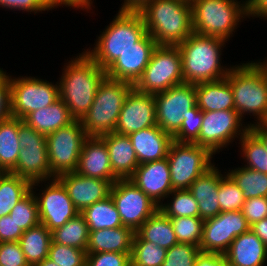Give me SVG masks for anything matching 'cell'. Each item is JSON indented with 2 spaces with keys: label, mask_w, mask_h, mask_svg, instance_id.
Masks as SVG:
<instances>
[{
  "label": "cell",
  "mask_w": 267,
  "mask_h": 266,
  "mask_svg": "<svg viewBox=\"0 0 267 266\" xmlns=\"http://www.w3.org/2000/svg\"><path fill=\"white\" fill-rule=\"evenodd\" d=\"M197 106L203 112L235 110L233 92L227 78L195 84Z\"/></svg>",
  "instance_id": "4316f807"
},
{
  "label": "cell",
  "mask_w": 267,
  "mask_h": 266,
  "mask_svg": "<svg viewBox=\"0 0 267 266\" xmlns=\"http://www.w3.org/2000/svg\"><path fill=\"white\" fill-rule=\"evenodd\" d=\"M167 249L146 240H132L130 266H161Z\"/></svg>",
  "instance_id": "f35d334b"
},
{
  "label": "cell",
  "mask_w": 267,
  "mask_h": 266,
  "mask_svg": "<svg viewBox=\"0 0 267 266\" xmlns=\"http://www.w3.org/2000/svg\"><path fill=\"white\" fill-rule=\"evenodd\" d=\"M156 124L173 136L186 116L197 104L195 84L182 83L154 94Z\"/></svg>",
  "instance_id": "4fadbf2b"
},
{
  "label": "cell",
  "mask_w": 267,
  "mask_h": 266,
  "mask_svg": "<svg viewBox=\"0 0 267 266\" xmlns=\"http://www.w3.org/2000/svg\"><path fill=\"white\" fill-rule=\"evenodd\" d=\"M182 83L180 49L178 46L157 45L142 76L133 87L142 93L156 94Z\"/></svg>",
  "instance_id": "ba28073f"
},
{
  "label": "cell",
  "mask_w": 267,
  "mask_h": 266,
  "mask_svg": "<svg viewBox=\"0 0 267 266\" xmlns=\"http://www.w3.org/2000/svg\"><path fill=\"white\" fill-rule=\"evenodd\" d=\"M134 234L126 226L89 231L86 253H131Z\"/></svg>",
  "instance_id": "83f0119b"
},
{
  "label": "cell",
  "mask_w": 267,
  "mask_h": 266,
  "mask_svg": "<svg viewBox=\"0 0 267 266\" xmlns=\"http://www.w3.org/2000/svg\"><path fill=\"white\" fill-rule=\"evenodd\" d=\"M201 253L198 246L178 242L167 249L165 260L161 266H194Z\"/></svg>",
  "instance_id": "ee69618b"
},
{
  "label": "cell",
  "mask_w": 267,
  "mask_h": 266,
  "mask_svg": "<svg viewBox=\"0 0 267 266\" xmlns=\"http://www.w3.org/2000/svg\"><path fill=\"white\" fill-rule=\"evenodd\" d=\"M212 157L213 154L203 146L173 140L167 154L173 190L189 189L213 165Z\"/></svg>",
  "instance_id": "8fae6325"
},
{
  "label": "cell",
  "mask_w": 267,
  "mask_h": 266,
  "mask_svg": "<svg viewBox=\"0 0 267 266\" xmlns=\"http://www.w3.org/2000/svg\"><path fill=\"white\" fill-rule=\"evenodd\" d=\"M236 112L257 116V122H267V75L258 62L235 65L227 74Z\"/></svg>",
  "instance_id": "5b68a950"
},
{
  "label": "cell",
  "mask_w": 267,
  "mask_h": 266,
  "mask_svg": "<svg viewBox=\"0 0 267 266\" xmlns=\"http://www.w3.org/2000/svg\"><path fill=\"white\" fill-rule=\"evenodd\" d=\"M249 229L250 225L241 210L220 212L204 220L200 251L224 255L232 241Z\"/></svg>",
  "instance_id": "2e32d148"
},
{
  "label": "cell",
  "mask_w": 267,
  "mask_h": 266,
  "mask_svg": "<svg viewBox=\"0 0 267 266\" xmlns=\"http://www.w3.org/2000/svg\"><path fill=\"white\" fill-rule=\"evenodd\" d=\"M11 116L9 79L6 72L0 69V122L9 119Z\"/></svg>",
  "instance_id": "f907efd6"
},
{
  "label": "cell",
  "mask_w": 267,
  "mask_h": 266,
  "mask_svg": "<svg viewBox=\"0 0 267 266\" xmlns=\"http://www.w3.org/2000/svg\"><path fill=\"white\" fill-rule=\"evenodd\" d=\"M110 196L123 226L131 228L134 232L159 209V205L129 179H118L112 185Z\"/></svg>",
  "instance_id": "9a60e30c"
},
{
  "label": "cell",
  "mask_w": 267,
  "mask_h": 266,
  "mask_svg": "<svg viewBox=\"0 0 267 266\" xmlns=\"http://www.w3.org/2000/svg\"><path fill=\"white\" fill-rule=\"evenodd\" d=\"M242 213L249 225L267 217V198L256 197L245 200Z\"/></svg>",
  "instance_id": "c3c4849f"
},
{
  "label": "cell",
  "mask_w": 267,
  "mask_h": 266,
  "mask_svg": "<svg viewBox=\"0 0 267 266\" xmlns=\"http://www.w3.org/2000/svg\"><path fill=\"white\" fill-rule=\"evenodd\" d=\"M133 240H146L170 249L178 243L170 218L158 209L135 232Z\"/></svg>",
  "instance_id": "f546056e"
},
{
  "label": "cell",
  "mask_w": 267,
  "mask_h": 266,
  "mask_svg": "<svg viewBox=\"0 0 267 266\" xmlns=\"http://www.w3.org/2000/svg\"><path fill=\"white\" fill-rule=\"evenodd\" d=\"M157 45L178 46L193 33L191 3L152 0L138 11Z\"/></svg>",
  "instance_id": "7a4b0ae2"
},
{
  "label": "cell",
  "mask_w": 267,
  "mask_h": 266,
  "mask_svg": "<svg viewBox=\"0 0 267 266\" xmlns=\"http://www.w3.org/2000/svg\"><path fill=\"white\" fill-rule=\"evenodd\" d=\"M22 122V119L12 116L0 122V168L5 173L16 166L21 150L18 130Z\"/></svg>",
  "instance_id": "1f68e13d"
},
{
  "label": "cell",
  "mask_w": 267,
  "mask_h": 266,
  "mask_svg": "<svg viewBox=\"0 0 267 266\" xmlns=\"http://www.w3.org/2000/svg\"><path fill=\"white\" fill-rule=\"evenodd\" d=\"M23 232L10 215L0 217V242H19Z\"/></svg>",
  "instance_id": "816d5d0a"
},
{
  "label": "cell",
  "mask_w": 267,
  "mask_h": 266,
  "mask_svg": "<svg viewBox=\"0 0 267 266\" xmlns=\"http://www.w3.org/2000/svg\"><path fill=\"white\" fill-rule=\"evenodd\" d=\"M9 215L23 231L40 223L38 203L33 189L15 205Z\"/></svg>",
  "instance_id": "b9f144b4"
},
{
  "label": "cell",
  "mask_w": 267,
  "mask_h": 266,
  "mask_svg": "<svg viewBox=\"0 0 267 266\" xmlns=\"http://www.w3.org/2000/svg\"><path fill=\"white\" fill-rule=\"evenodd\" d=\"M50 9L58 6H68L81 9H91L92 2L91 0H45Z\"/></svg>",
  "instance_id": "11a10c76"
},
{
  "label": "cell",
  "mask_w": 267,
  "mask_h": 266,
  "mask_svg": "<svg viewBox=\"0 0 267 266\" xmlns=\"http://www.w3.org/2000/svg\"><path fill=\"white\" fill-rule=\"evenodd\" d=\"M132 88L127 82L103 79L90 109L80 120L87 136L100 137L115 132L124 100Z\"/></svg>",
  "instance_id": "52a82bcc"
},
{
  "label": "cell",
  "mask_w": 267,
  "mask_h": 266,
  "mask_svg": "<svg viewBox=\"0 0 267 266\" xmlns=\"http://www.w3.org/2000/svg\"><path fill=\"white\" fill-rule=\"evenodd\" d=\"M157 46L155 40L146 33L134 46L119 56L106 70V77L127 82L133 86L140 79L148 65L152 52Z\"/></svg>",
  "instance_id": "d6986e66"
},
{
  "label": "cell",
  "mask_w": 267,
  "mask_h": 266,
  "mask_svg": "<svg viewBox=\"0 0 267 266\" xmlns=\"http://www.w3.org/2000/svg\"><path fill=\"white\" fill-rule=\"evenodd\" d=\"M86 251L51 242L48 258L60 266H86Z\"/></svg>",
  "instance_id": "7bdbcfd3"
},
{
  "label": "cell",
  "mask_w": 267,
  "mask_h": 266,
  "mask_svg": "<svg viewBox=\"0 0 267 266\" xmlns=\"http://www.w3.org/2000/svg\"><path fill=\"white\" fill-rule=\"evenodd\" d=\"M75 172L85 177L108 180L113 184L119 179L111 168L105 141L96 136L85 139Z\"/></svg>",
  "instance_id": "7402d4cb"
},
{
  "label": "cell",
  "mask_w": 267,
  "mask_h": 266,
  "mask_svg": "<svg viewBox=\"0 0 267 266\" xmlns=\"http://www.w3.org/2000/svg\"><path fill=\"white\" fill-rule=\"evenodd\" d=\"M108 149L111 168L119 179H129L139 166L133 144L128 135L115 132L100 136Z\"/></svg>",
  "instance_id": "d4e9b609"
},
{
  "label": "cell",
  "mask_w": 267,
  "mask_h": 266,
  "mask_svg": "<svg viewBox=\"0 0 267 266\" xmlns=\"http://www.w3.org/2000/svg\"><path fill=\"white\" fill-rule=\"evenodd\" d=\"M224 256L229 266H263L267 246L249 229L232 241Z\"/></svg>",
  "instance_id": "cb8c5ba5"
},
{
  "label": "cell",
  "mask_w": 267,
  "mask_h": 266,
  "mask_svg": "<svg viewBox=\"0 0 267 266\" xmlns=\"http://www.w3.org/2000/svg\"><path fill=\"white\" fill-rule=\"evenodd\" d=\"M225 42L222 38L192 33L179 44L184 83L198 84L227 77L231 68H224L220 63Z\"/></svg>",
  "instance_id": "3957f363"
},
{
  "label": "cell",
  "mask_w": 267,
  "mask_h": 266,
  "mask_svg": "<svg viewBox=\"0 0 267 266\" xmlns=\"http://www.w3.org/2000/svg\"><path fill=\"white\" fill-rule=\"evenodd\" d=\"M242 121L236 110L205 111L199 137L193 143L216 154L235 140V137L241 138L250 129L249 124L242 126Z\"/></svg>",
  "instance_id": "5bb4252c"
},
{
  "label": "cell",
  "mask_w": 267,
  "mask_h": 266,
  "mask_svg": "<svg viewBox=\"0 0 267 266\" xmlns=\"http://www.w3.org/2000/svg\"><path fill=\"white\" fill-rule=\"evenodd\" d=\"M248 18L260 17L267 19V0H247Z\"/></svg>",
  "instance_id": "db71d44e"
},
{
  "label": "cell",
  "mask_w": 267,
  "mask_h": 266,
  "mask_svg": "<svg viewBox=\"0 0 267 266\" xmlns=\"http://www.w3.org/2000/svg\"><path fill=\"white\" fill-rule=\"evenodd\" d=\"M87 137L80 120H74L46 136L50 180L76 171Z\"/></svg>",
  "instance_id": "30bf717a"
},
{
  "label": "cell",
  "mask_w": 267,
  "mask_h": 266,
  "mask_svg": "<svg viewBox=\"0 0 267 266\" xmlns=\"http://www.w3.org/2000/svg\"><path fill=\"white\" fill-rule=\"evenodd\" d=\"M178 242L198 246L201 243L204 220L200 217L170 218Z\"/></svg>",
  "instance_id": "ab89813d"
},
{
  "label": "cell",
  "mask_w": 267,
  "mask_h": 266,
  "mask_svg": "<svg viewBox=\"0 0 267 266\" xmlns=\"http://www.w3.org/2000/svg\"><path fill=\"white\" fill-rule=\"evenodd\" d=\"M170 203L159 205V209L169 218L175 217H199L198 202L188 189L173 190ZM174 196V197H173Z\"/></svg>",
  "instance_id": "74e56055"
},
{
  "label": "cell",
  "mask_w": 267,
  "mask_h": 266,
  "mask_svg": "<svg viewBox=\"0 0 267 266\" xmlns=\"http://www.w3.org/2000/svg\"><path fill=\"white\" fill-rule=\"evenodd\" d=\"M155 125L157 124L154 94L142 93L133 87L124 100L115 133L130 135Z\"/></svg>",
  "instance_id": "ac0fdd59"
},
{
  "label": "cell",
  "mask_w": 267,
  "mask_h": 266,
  "mask_svg": "<svg viewBox=\"0 0 267 266\" xmlns=\"http://www.w3.org/2000/svg\"><path fill=\"white\" fill-rule=\"evenodd\" d=\"M114 18L98 37L94 49L85 50L105 70L122 53L137 46V42L147 33L143 18L138 11L119 10Z\"/></svg>",
  "instance_id": "277c9868"
},
{
  "label": "cell",
  "mask_w": 267,
  "mask_h": 266,
  "mask_svg": "<svg viewBox=\"0 0 267 266\" xmlns=\"http://www.w3.org/2000/svg\"><path fill=\"white\" fill-rule=\"evenodd\" d=\"M129 180L158 205L173 191L167 157L139 164Z\"/></svg>",
  "instance_id": "ffe728a7"
},
{
  "label": "cell",
  "mask_w": 267,
  "mask_h": 266,
  "mask_svg": "<svg viewBox=\"0 0 267 266\" xmlns=\"http://www.w3.org/2000/svg\"><path fill=\"white\" fill-rule=\"evenodd\" d=\"M193 33L229 40L241 18L248 17L247 2L237 0H193Z\"/></svg>",
  "instance_id": "8992f818"
},
{
  "label": "cell",
  "mask_w": 267,
  "mask_h": 266,
  "mask_svg": "<svg viewBox=\"0 0 267 266\" xmlns=\"http://www.w3.org/2000/svg\"><path fill=\"white\" fill-rule=\"evenodd\" d=\"M31 182L20 176L0 175V217L9 215L15 205L31 191Z\"/></svg>",
  "instance_id": "836d02e7"
},
{
  "label": "cell",
  "mask_w": 267,
  "mask_h": 266,
  "mask_svg": "<svg viewBox=\"0 0 267 266\" xmlns=\"http://www.w3.org/2000/svg\"><path fill=\"white\" fill-rule=\"evenodd\" d=\"M0 6L11 10H24L27 12L51 10L45 0H0Z\"/></svg>",
  "instance_id": "681fc988"
},
{
  "label": "cell",
  "mask_w": 267,
  "mask_h": 266,
  "mask_svg": "<svg viewBox=\"0 0 267 266\" xmlns=\"http://www.w3.org/2000/svg\"><path fill=\"white\" fill-rule=\"evenodd\" d=\"M81 214L85 218L89 231L123 226L111 196L86 207Z\"/></svg>",
  "instance_id": "d6a6232c"
},
{
  "label": "cell",
  "mask_w": 267,
  "mask_h": 266,
  "mask_svg": "<svg viewBox=\"0 0 267 266\" xmlns=\"http://www.w3.org/2000/svg\"><path fill=\"white\" fill-rule=\"evenodd\" d=\"M219 170L212 165L201 174L189 187V191L198 202L199 217L203 220L220 213L218 200Z\"/></svg>",
  "instance_id": "484cf974"
},
{
  "label": "cell",
  "mask_w": 267,
  "mask_h": 266,
  "mask_svg": "<svg viewBox=\"0 0 267 266\" xmlns=\"http://www.w3.org/2000/svg\"><path fill=\"white\" fill-rule=\"evenodd\" d=\"M51 242V231L42 223L23 232L19 244L29 266H34L48 257Z\"/></svg>",
  "instance_id": "4dcf8cb0"
},
{
  "label": "cell",
  "mask_w": 267,
  "mask_h": 266,
  "mask_svg": "<svg viewBox=\"0 0 267 266\" xmlns=\"http://www.w3.org/2000/svg\"><path fill=\"white\" fill-rule=\"evenodd\" d=\"M0 266H29L19 242H0Z\"/></svg>",
  "instance_id": "7dc6e473"
},
{
  "label": "cell",
  "mask_w": 267,
  "mask_h": 266,
  "mask_svg": "<svg viewBox=\"0 0 267 266\" xmlns=\"http://www.w3.org/2000/svg\"><path fill=\"white\" fill-rule=\"evenodd\" d=\"M18 137L21 150L16 166L9 173L29 180L33 189L40 182L50 179L46 136L22 122Z\"/></svg>",
  "instance_id": "9c48e42d"
},
{
  "label": "cell",
  "mask_w": 267,
  "mask_h": 266,
  "mask_svg": "<svg viewBox=\"0 0 267 266\" xmlns=\"http://www.w3.org/2000/svg\"><path fill=\"white\" fill-rule=\"evenodd\" d=\"M227 174L243 192L245 200L267 197V174L247 167L232 169Z\"/></svg>",
  "instance_id": "d590c367"
},
{
  "label": "cell",
  "mask_w": 267,
  "mask_h": 266,
  "mask_svg": "<svg viewBox=\"0 0 267 266\" xmlns=\"http://www.w3.org/2000/svg\"><path fill=\"white\" fill-rule=\"evenodd\" d=\"M194 266H229L224 255L201 253Z\"/></svg>",
  "instance_id": "f5cc1de1"
},
{
  "label": "cell",
  "mask_w": 267,
  "mask_h": 266,
  "mask_svg": "<svg viewBox=\"0 0 267 266\" xmlns=\"http://www.w3.org/2000/svg\"><path fill=\"white\" fill-rule=\"evenodd\" d=\"M258 64L265 70L266 75H267V61L266 62L263 61V63L258 61Z\"/></svg>",
  "instance_id": "94428289"
},
{
  "label": "cell",
  "mask_w": 267,
  "mask_h": 266,
  "mask_svg": "<svg viewBox=\"0 0 267 266\" xmlns=\"http://www.w3.org/2000/svg\"><path fill=\"white\" fill-rule=\"evenodd\" d=\"M149 1L152 0H124L120 11H139Z\"/></svg>",
  "instance_id": "680465c9"
},
{
  "label": "cell",
  "mask_w": 267,
  "mask_h": 266,
  "mask_svg": "<svg viewBox=\"0 0 267 266\" xmlns=\"http://www.w3.org/2000/svg\"><path fill=\"white\" fill-rule=\"evenodd\" d=\"M139 164L158 161L167 157L173 137L158 125L128 135Z\"/></svg>",
  "instance_id": "603a6c76"
},
{
  "label": "cell",
  "mask_w": 267,
  "mask_h": 266,
  "mask_svg": "<svg viewBox=\"0 0 267 266\" xmlns=\"http://www.w3.org/2000/svg\"><path fill=\"white\" fill-rule=\"evenodd\" d=\"M131 253H87L86 266H130Z\"/></svg>",
  "instance_id": "bcb514c9"
},
{
  "label": "cell",
  "mask_w": 267,
  "mask_h": 266,
  "mask_svg": "<svg viewBox=\"0 0 267 266\" xmlns=\"http://www.w3.org/2000/svg\"><path fill=\"white\" fill-rule=\"evenodd\" d=\"M34 266H60V265L56 264L55 262H53L51 259L47 257Z\"/></svg>",
  "instance_id": "91938a15"
},
{
  "label": "cell",
  "mask_w": 267,
  "mask_h": 266,
  "mask_svg": "<svg viewBox=\"0 0 267 266\" xmlns=\"http://www.w3.org/2000/svg\"><path fill=\"white\" fill-rule=\"evenodd\" d=\"M42 190L40 196L35 195L38 203L40 223L51 232L63 226L68 220L80 212L75 208L63 184L53 178Z\"/></svg>",
  "instance_id": "e0dca14e"
},
{
  "label": "cell",
  "mask_w": 267,
  "mask_h": 266,
  "mask_svg": "<svg viewBox=\"0 0 267 266\" xmlns=\"http://www.w3.org/2000/svg\"><path fill=\"white\" fill-rule=\"evenodd\" d=\"M250 129L262 140L267 149V122L251 123Z\"/></svg>",
  "instance_id": "6f0895ef"
},
{
  "label": "cell",
  "mask_w": 267,
  "mask_h": 266,
  "mask_svg": "<svg viewBox=\"0 0 267 266\" xmlns=\"http://www.w3.org/2000/svg\"><path fill=\"white\" fill-rule=\"evenodd\" d=\"M203 111L197 104L191 109L184 118L180 129L172 136L176 142L193 143L198 137L202 127Z\"/></svg>",
  "instance_id": "f6af8a7d"
},
{
  "label": "cell",
  "mask_w": 267,
  "mask_h": 266,
  "mask_svg": "<svg viewBox=\"0 0 267 266\" xmlns=\"http://www.w3.org/2000/svg\"><path fill=\"white\" fill-rule=\"evenodd\" d=\"M54 243L72 246L86 251L89 239V228L84 216L79 213L63 226L51 232Z\"/></svg>",
  "instance_id": "e575fe53"
},
{
  "label": "cell",
  "mask_w": 267,
  "mask_h": 266,
  "mask_svg": "<svg viewBox=\"0 0 267 266\" xmlns=\"http://www.w3.org/2000/svg\"><path fill=\"white\" fill-rule=\"evenodd\" d=\"M57 179L63 184L80 213L86 207L109 197L113 185L111 181L85 177L77 172L62 174Z\"/></svg>",
  "instance_id": "44dd1931"
},
{
  "label": "cell",
  "mask_w": 267,
  "mask_h": 266,
  "mask_svg": "<svg viewBox=\"0 0 267 266\" xmlns=\"http://www.w3.org/2000/svg\"><path fill=\"white\" fill-rule=\"evenodd\" d=\"M58 83L59 98L66 104L70 115L81 120L90 109L99 84L106 77L102 69L86 52H82L63 68Z\"/></svg>",
  "instance_id": "6da1fadb"
},
{
  "label": "cell",
  "mask_w": 267,
  "mask_h": 266,
  "mask_svg": "<svg viewBox=\"0 0 267 266\" xmlns=\"http://www.w3.org/2000/svg\"><path fill=\"white\" fill-rule=\"evenodd\" d=\"M218 200L220 212L240 211L245 202L243 192L237 184L228 174L223 176L221 172H219Z\"/></svg>",
  "instance_id": "60d3db41"
},
{
  "label": "cell",
  "mask_w": 267,
  "mask_h": 266,
  "mask_svg": "<svg viewBox=\"0 0 267 266\" xmlns=\"http://www.w3.org/2000/svg\"><path fill=\"white\" fill-rule=\"evenodd\" d=\"M3 173L5 172L0 168V175H2Z\"/></svg>",
  "instance_id": "6125c7cd"
},
{
  "label": "cell",
  "mask_w": 267,
  "mask_h": 266,
  "mask_svg": "<svg viewBox=\"0 0 267 266\" xmlns=\"http://www.w3.org/2000/svg\"><path fill=\"white\" fill-rule=\"evenodd\" d=\"M74 120L66 104L59 98L51 105L29 113L23 122L38 133L47 136L59 128L69 125Z\"/></svg>",
  "instance_id": "f1b7e54d"
},
{
  "label": "cell",
  "mask_w": 267,
  "mask_h": 266,
  "mask_svg": "<svg viewBox=\"0 0 267 266\" xmlns=\"http://www.w3.org/2000/svg\"><path fill=\"white\" fill-rule=\"evenodd\" d=\"M10 99L12 117L24 119L29 113L42 109L59 99L58 81H44L35 77L11 78Z\"/></svg>",
  "instance_id": "7c38bea8"
},
{
  "label": "cell",
  "mask_w": 267,
  "mask_h": 266,
  "mask_svg": "<svg viewBox=\"0 0 267 266\" xmlns=\"http://www.w3.org/2000/svg\"><path fill=\"white\" fill-rule=\"evenodd\" d=\"M250 229L263 241L267 246V217L254 222L250 225Z\"/></svg>",
  "instance_id": "9f6ffc18"
},
{
  "label": "cell",
  "mask_w": 267,
  "mask_h": 266,
  "mask_svg": "<svg viewBox=\"0 0 267 266\" xmlns=\"http://www.w3.org/2000/svg\"><path fill=\"white\" fill-rule=\"evenodd\" d=\"M240 139L244 167L267 174V149L262 140L249 129Z\"/></svg>",
  "instance_id": "8d00e7d4"
}]
</instances>
